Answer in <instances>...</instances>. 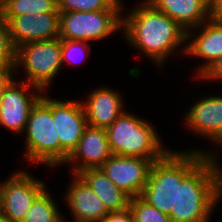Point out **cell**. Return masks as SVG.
I'll list each match as a JSON object with an SVG mask.
<instances>
[{"label": "cell", "mask_w": 222, "mask_h": 222, "mask_svg": "<svg viewBox=\"0 0 222 222\" xmlns=\"http://www.w3.org/2000/svg\"><path fill=\"white\" fill-rule=\"evenodd\" d=\"M127 13L122 16L124 39L154 64L164 66L168 56L184 44L181 49L186 53L187 31L146 0Z\"/></svg>", "instance_id": "1"}, {"label": "cell", "mask_w": 222, "mask_h": 222, "mask_svg": "<svg viewBox=\"0 0 222 222\" xmlns=\"http://www.w3.org/2000/svg\"><path fill=\"white\" fill-rule=\"evenodd\" d=\"M215 153L209 155L182 183L177 185L171 222H210L222 199V169Z\"/></svg>", "instance_id": "2"}, {"label": "cell", "mask_w": 222, "mask_h": 222, "mask_svg": "<svg viewBox=\"0 0 222 222\" xmlns=\"http://www.w3.org/2000/svg\"><path fill=\"white\" fill-rule=\"evenodd\" d=\"M193 150V151H192ZM169 150L152 164L148 181L140 195L147 204L169 215L176 205L177 185L182 183L211 152Z\"/></svg>", "instance_id": "3"}, {"label": "cell", "mask_w": 222, "mask_h": 222, "mask_svg": "<svg viewBox=\"0 0 222 222\" xmlns=\"http://www.w3.org/2000/svg\"><path fill=\"white\" fill-rule=\"evenodd\" d=\"M108 141L114 155L160 160L169 148L152 123L124 111L107 129Z\"/></svg>", "instance_id": "4"}, {"label": "cell", "mask_w": 222, "mask_h": 222, "mask_svg": "<svg viewBox=\"0 0 222 222\" xmlns=\"http://www.w3.org/2000/svg\"><path fill=\"white\" fill-rule=\"evenodd\" d=\"M43 93L30 110L25 128V159L30 163L60 165V141L52 118V98Z\"/></svg>", "instance_id": "5"}, {"label": "cell", "mask_w": 222, "mask_h": 222, "mask_svg": "<svg viewBox=\"0 0 222 222\" xmlns=\"http://www.w3.org/2000/svg\"><path fill=\"white\" fill-rule=\"evenodd\" d=\"M20 67L26 74L23 81L46 92L62 67L61 39L31 42L18 47L15 69Z\"/></svg>", "instance_id": "6"}, {"label": "cell", "mask_w": 222, "mask_h": 222, "mask_svg": "<svg viewBox=\"0 0 222 222\" xmlns=\"http://www.w3.org/2000/svg\"><path fill=\"white\" fill-rule=\"evenodd\" d=\"M122 13L123 9L60 12L59 38L87 42L106 39L122 30Z\"/></svg>", "instance_id": "7"}, {"label": "cell", "mask_w": 222, "mask_h": 222, "mask_svg": "<svg viewBox=\"0 0 222 222\" xmlns=\"http://www.w3.org/2000/svg\"><path fill=\"white\" fill-rule=\"evenodd\" d=\"M26 170H17L0 183L1 214L10 222H22L35 199L47 188Z\"/></svg>", "instance_id": "8"}, {"label": "cell", "mask_w": 222, "mask_h": 222, "mask_svg": "<svg viewBox=\"0 0 222 222\" xmlns=\"http://www.w3.org/2000/svg\"><path fill=\"white\" fill-rule=\"evenodd\" d=\"M31 88L36 93H31ZM43 93L40 88L14 78L0 96V124L14 133L25 131L30 110Z\"/></svg>", "instance_id": "9"}, {"label": "cell", "mask_w": 222, "mask_h": 222, "mask_svg": "<svg viewBox=\"0 0 222 222\" xmlns=\"http://www.w3.org/2000/svg\"><path fill=\"white\" fill-rule=\"evenodd\" d=\"M52 118L60 141V165H62L77 147L87 126V119L81 101L53 98Z\"/></svg>", "instance_id": "10"}, {"label": "cell", "mask_w": 222, "mask_h": 222, "mask_svg": "<svg viewBox=\"0 0 222 222\" xmlns=\"http://www.w3.org/2000/svg\"><path fill=\"white\" fill-rule=\"evenodd\" d=\"M2 17L8 25L15 49L31 42L59 38L60 12Z\"/></svg>", "instance_id": "11"}, {"label": "cell", "mask_w": 222, "mask_h": 222, "mask_svg": "<svg viewBox=\"0 0 222 222\" xmlns=\"http://www.w3.org/2000/svg\"><path fill=\"white\" fill-rule=\"evenodd\" d=\"M154 161L113 154L100 168L118 188L131 197H140Z\"/></svg>", "instance_id": "12"}, {"label": "cell", "mask_w": 222, "mask_h": 222, "mask_svg": "<svg viewBox=\"0 0 222 222\" xmlns=\"http://www.w3.org/2000/svg\"><path fill=\"white\" fill-rule=\"evenodd\" d=\"M112 155L106 129L87 125L65 164H72L71 173L78 174L85 169L100 168Z\"/></svg>", "instance_id": "13"}, {"label": "cell", "mask_w": 222, "mask_h": 222, "mask_svg": "<svg viewBox=\"0 0 222 222\" xmlns=\"http://www.w3.org/2000/svg\"><path fill=\"white\" fill-rule=\"evenodd\" d=\"M198 29L199 34H193L194 31L198 32ZM186 43L185 55L205 60L196 69L194 76L198 78L211 64L222 57V18L210 17L202 25L188 30Z\"/></svg>", "instance_id": "14"}, {"label": "cell", "mask_w": 222, "mask_h": 222, "mask_svg": "<svg viewBox=\"0 0 222 222\" xmlns=\"http://www.w3.org/2000/svg\"><path fill=\"white\" fill-rule=\"evenodd\" d=\"M184 119L189 130L222 146V95L198 100Z\"/></svg>", "instance_id": "15"}, {"label": "cell", "mask_w": 222, "mask_h": 222, "mask_svg": "<svg viewBox=\"0 0 222 222\" xmlns=\"http://www.w3.org/2000/svg\"><path fill=\"white\" fill-rule=\"evenodd\" d=\"M88 94V100L81 101L87 125L107 129L125 111L124 100L114 89L102 86Z\"/></svg>", "instance_id": "16"}, {"label": "cell", "mask_w": 222, "mask_h": 222, "mask_svg": "<svg viewBox=\"0 0 222 222\" xmlns=\"http://www.w3.org/2000/svg\"><path fill=\"white\" fill-rule=\"evenodd\" d=\"M72 175L74 178L66 192L65 203L71 209L74 222H102L108 214L103 201L78 174Z\"/></svg>", "instance_id": "17"}, {"label": "cell", "mask_w": 222, "mask_h": 222, "mask_svg": "<svg viewBox=\"0 0 222 222\" xmlns=\"http://www.w3.org/2000/svg\"><path fill=\"white\" fill-rule=\"evenodd\" d=\"M175 20L186 31L205 23L211 16L209 0H146Z\"/></svg>", "instance_id": "18"}, {"label": "cell", "mask_w": 222, "mask_h": 222, "mask_svg": "<svg viewBox=\"0 0 222 222\" xmlns=\"http://www.w3.org/2000/svg\"><path fill=\"white\" fill-rule=\"evenodd\" d=\"M78 175L103 201L107 212L121 211L130 206L131 196L118 188L101 168L85 169Z\"/></svg>", "instance_id": "19"}, {"label": "cell", "mask_w": 222, "mask_h": 222, "mask_svg": "<svg viewBox=\"0 0 222 222\" xmlns=\"http://www.w3.org/2000/svg\"><path fill=\"white\" fill-rule=\"evenodd\" d=\"M47 188L35 199L22 222H64Z\"/></svg>", "instance_id": "20"}, {"label": "cell", "mask_w": 222, "mask_h": 222, "mask_svg": "<svg viewBox=\"0 0 222 222\" xmlns=\"http://www.w3.org/2000/svg\"><path fill=\"white\" fill-rule=\"evenodd\" d=\"M59 12L57 0H7L3 16L34 15L36 13Z\"/></svg>", "instance_id": "21"}, {"label": "cell", "mask_w": 222, "mask_h": 222, "mask_svg": "<svg viewBox=\"0 0 222 222\" xmlns=\"http://www.w3.org/2000/svg\"><path fill=\"white\" fill-rule=\"evenodd\" d=\"M114 0H57L59 12H93L107 9H123Z\"/></svg>", "instance_id": "22"}, {"label": "cell", "mask_w": 222, "mask_h": 222, "mask_svg": "<svg viewBox=\"0 0 222 222\" xmlns=\"http://www.w3.org/2000/svg\"><path fill=\"white\" fill-rule=\"evenodd\" d=\"M130 209L136 222H171L169 215L150 206L140 197H131Z\"/></svg>", "instance_id": "23"}, {"label": "cell", "mask_w": 222, "mask_h": 222, "mask_svg": "<svg viewBox=\"0 0 222 222\" xmlns=\"http://www.w3.org/2000/svg\"><path fill=\"white\" fill-rule=\"evenodd\" d=\"M89 50H90V45L87 41L61 39L62 65L64 66V63L66 62L68 64H77L78 62L76 63L73 60L76 57H79V59L84 61L85 59H87L88 54L90 53ZM84 53H86V55ZM76 59L78 60V58Z\"/></svg>", "instance_id": "24"}, {"label": "cell", "mask_w": 222, "mask_h": 222, "mask_svg": "<svg viewBox=\"0 0 222 222\" xmlns=\"http://www.w3.org/2000/svg\"><path fill=\"white\" fill-rule=\"evenodd\" d=\"M16 49L12 43L7 23L0 16V66H15Z\"/></svg>", "instance_id": "25"}, {"label": "cell", "mask_w": 222, "mask_h": 222, "mask_svg": "<svg viewBox=\"0 0 222 222\" xmlns=\"http://www.w3.org/2000/svg\"><path fill=\"white\" fill-rule=\"evenodd\" d=\"M198 79L204 81H222V57L211 64L209 68L198 77Z\"/></svg>", "instance_id": "26"}, {"label": "cell", "mask_w": 222, "mask_h": 222, "mask_svg": "<svg viewBox=\"0 0 222 222\" xmlns=\"http://www.w3.org/2000/svg\"><path fill=\"white\" fill-rule=\"evenodd\" d=\"M102 222H136L134 214L130 207L121 210L108 212V214L104 217Z\"/></svg>", "instance_id": "27"}, {"label": "cell", "mask_w": 222, "mask_h": 222, "mask_svg": "<svg viewBox=\"0 0 222 222\" xmlns=\"http://www.w3.org/2000/svg\"><path fill=\"white\" fill-rule=\"evenodd\" d=\"M15 70V66H0V96L14 79L13 73Z\"/></svg>", "instance_id": "28"}, {"label": "cell", "mask_w": 222, "mask_h": 222, "mask_svg": "<svg viewBox=\"0 0 222 222\" xmlns=\"http://www.w3.org/2000/svg\"><path fill=\"white\" fill-rule=\"evenodd\" d=\"M209 12L211 17L222 18V0H209Z\"/></svg>", "instance_id": "29"}, {"label": "cell", "mask_w": 222, "mask_h": 222, "mask_svg": "<svg viewBox=\"0 0 222 222\" xmlns=\"http://www.w3.org/2000/svg\"><path fill=\"white\" fill-rule=\"evenodd\" d=\"M7 6V0H0V16L2 17Z\"/></svg>", "instance_id": "30"}, {"label": "cell", "mask_w": 222, "mask_h": 222, "mask_svg": "<svg viewBox=\"0 0 222 222\" xmlns=\"http://www.w3.org/2000/svg\"><path fill=\"white\" fill-rule=\"evenodd\" d=\"M0 222H10L5 216L0 214Z\"/></svg>", "instance_id": "31"}, {"label": "cell", "mask_w": 222, "mask_h": 222, "mask_svg": "<svg viewBox=\"0 0 222 222\" xmlns=\"http://www.w3.org/2000/svg\"><path fill=\"white\" fill-rule=\"evenodd\" d=\"M118 4H123L121 0H114Z\"/></svg>", "instance_id": "32"}]
</instances>
